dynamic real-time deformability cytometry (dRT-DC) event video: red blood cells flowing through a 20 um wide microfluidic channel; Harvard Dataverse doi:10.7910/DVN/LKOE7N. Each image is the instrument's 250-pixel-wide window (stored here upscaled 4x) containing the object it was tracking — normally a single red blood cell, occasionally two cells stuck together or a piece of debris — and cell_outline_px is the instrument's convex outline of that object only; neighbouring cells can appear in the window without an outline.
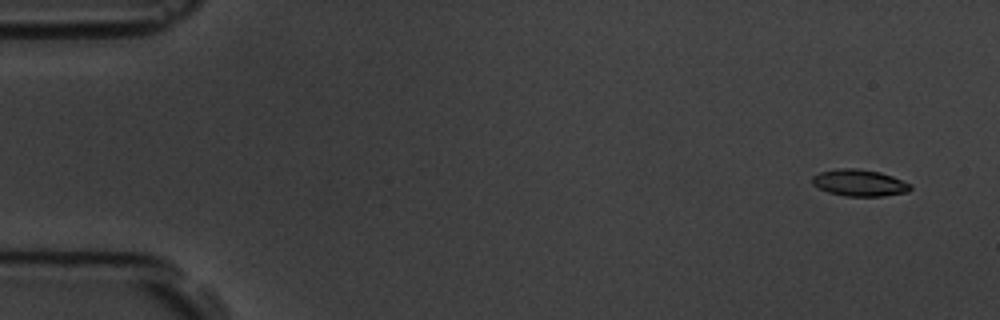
{"species": "common noctule bat (a hibernating species)", "species_latin": "Nyctalus noctula", "temperature_condition": "room temperature", "stored_images_in_passage": 10, "camera_frame_rate_fps": 3000, "um_per_image_px": 0.085, "animal": {"sex": "male", "body_mass_g": 19.5, "forearm_length_mm": 54.6}, "frame": {"image": 1, "passage_image": 2, "time_ms": 1.0, "image_size_px": [1000, 320], "cell_outline_px": [[912, 188], [908, 192], [884, 196], [844, 196], [828, 192], [812, 184], [812, 176], [820, 172], [836, 168], [856, 168], [880, 172], [892, 176], [912, 184]], "centroid_in_image_um": [73.06, 15.54], "position_along_channel_um": 11.9, "area_um2": 15.37}}
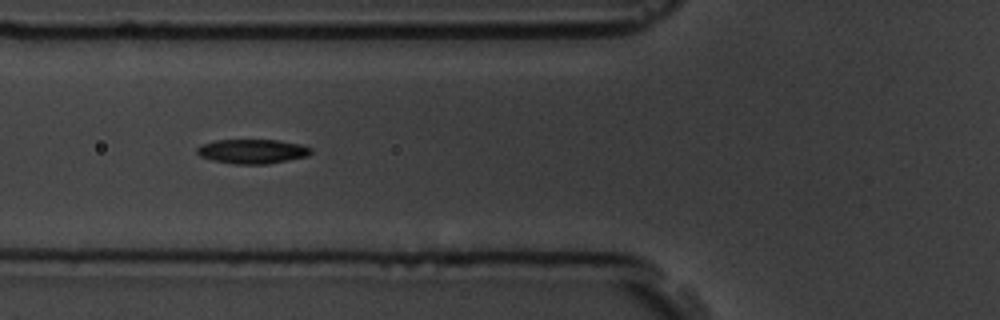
{"frame": {"image": 2, "passage_image": 7, "time_ms": 7.0, "image_size_px": [1000, 320], "cell_outline_px": [[312, 152], [308, 156], [264, 164], [236, 164], [212, 160], [200, 156], [196, 152], [196, 148], [200, 144], [216, 140], [276, 140], [300, 144], [312, 148]], "centroid_in_image_um": [21.42, 12.86], "position_along_channel_um": 104.4, "area_um2": 16.13}}
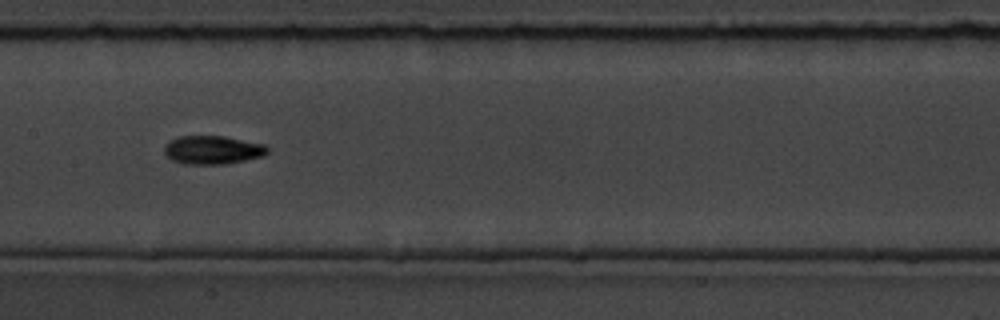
{"frame": {"image": 3, "passage_image": 9, "time_ms": 9.333, "image_size_px": [1000, 320], "cell_outline_px": [[268, 152], [264, 156], [224, 164], [184, 164], [172, 160], [164, 152], [164, 144], [180, 136], [224, 136], [264, 144], [268, 148]], "centroid_in_image_um": [18.07, 12.74], "position_along_channel_um": 189.3, "area_um2": 17.05}}